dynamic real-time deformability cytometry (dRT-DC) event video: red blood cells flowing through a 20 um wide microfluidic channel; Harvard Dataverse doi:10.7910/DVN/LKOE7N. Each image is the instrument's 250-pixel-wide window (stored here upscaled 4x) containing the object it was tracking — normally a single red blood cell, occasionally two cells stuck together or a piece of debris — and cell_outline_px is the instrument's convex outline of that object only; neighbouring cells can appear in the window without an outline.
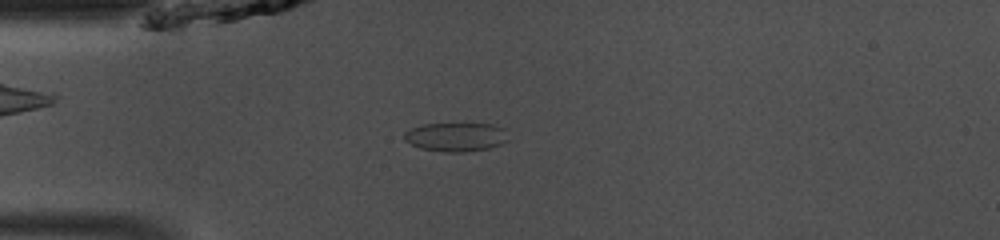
{"species": "common noctule bat (a hibernating species)", "species_latin": "Nyctalus noctula", "temperature_condition": "room temperature", "stored_images_in_passage": 46, "camera_frame_rate_fps": 3000, "um_per_image_px": 0.085, "animal": {"sex": "male", "body_mass_g": 13.0, "forearm_length_mm": 53.1}, "frame": {"image": 1, "passage_image": 11, "time_ms": 3.333, "image_size_px": [1000, 240], "cell_outline_px": [[508, 140], [500, 144], [488, 148], [464, 152], [444, 152], [420, 148], [404, 140], [404, 132], [420, 124], [492, 124], [504, 128]], "centroid_in_image_um": [38.73, 11.64], "position_along_channel_um": 46.3, "area_um2": 17.4}}
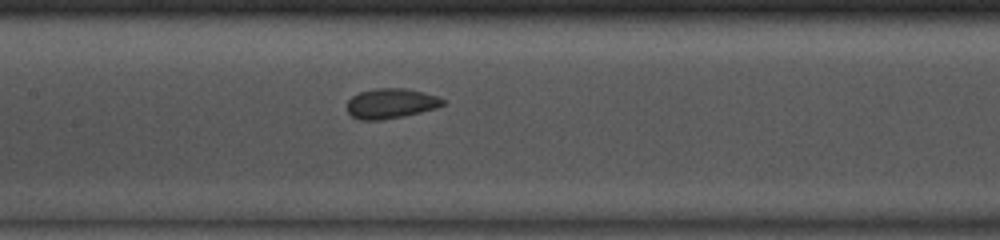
{"frame": {"image": 2, "passage_image": 21, "time_ms": 6.667, "image_size_px": [1000, 240], "cell_outline_px": [[444, 104], [436, 108], [420, 112], [380, 120], [360, 120], [352, 116], [348, 112], [348, 100], [352, 96], [360, 92], [376, 88], [404, 88], [424, 92], [436, 96], [444, 100]], "centroid_in_image_um": [33.21, 8.78], "position_along_channel_um": 174.2, "area_um2": 16.53}}
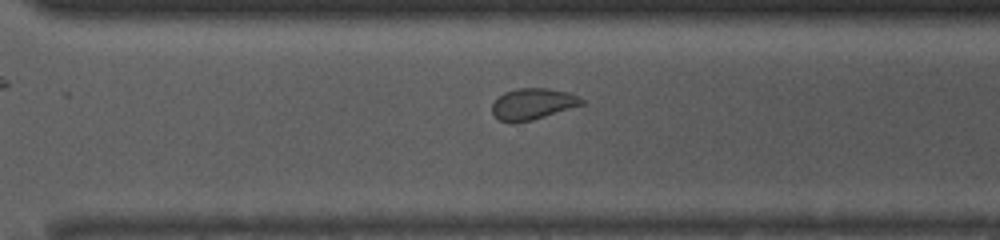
{"frame": {"image": 3, "passage_image": 32, "time_ms": 10.333, "image_size_px": [1000, 240], "cell_outline_px": [[584, 104], [532, 120], [516, 124], [508, 124], [500, 120], [492, 112], [492, 104], [504, 92], [520, 88], [548, 88], [568, 92], [580, 96], [584, 100]], "centroid_in_image_um": [45.28, 8.85], "position_along_channel_um": 325.3, "area_um2": 16.42}, "authors_computed_cell_mechanics": {"area_um2": 17.3978, "velocity_mm_per_s": 4.1346, "shape_relaxation_time_tau1_ms": 6.6711, "shape_relaxation_time_tau2_ms": 1.9325, "deformation_change_tau1": 0.1173, "deformation_change_tau2": 0.0262}}